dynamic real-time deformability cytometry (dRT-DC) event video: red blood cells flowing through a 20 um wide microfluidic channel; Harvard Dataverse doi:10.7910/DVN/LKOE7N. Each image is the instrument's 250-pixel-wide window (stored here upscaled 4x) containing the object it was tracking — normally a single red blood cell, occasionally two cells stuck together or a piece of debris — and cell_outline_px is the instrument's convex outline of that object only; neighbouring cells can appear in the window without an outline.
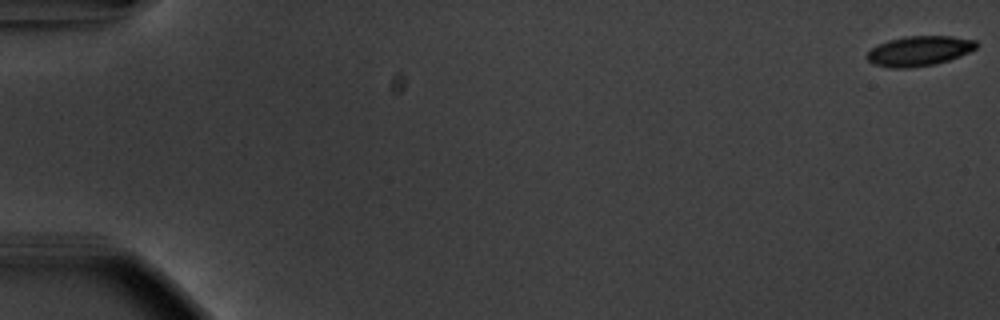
{"species": "common noctule bat (a hibernating species)", "species_latin": "Nyctalus noctula", "temperature_condition": "warm", "stored_images_in_passage": 8, "camera_frame_rate_fps": 3000, "um_per_image_px": 0.085, "animal": {"sex": "male", "body_mass_g": 20.1, "forearm_length_mm": 53.5}, "frame": {"image": 1, "passage_image": 1, "time_ms": 0.0, "image_size_px": [1000, 320], "cell_outline_px": [[980, 44], [976, 48], [960, 56], [936, 64], [908, 68], [888, 68], [872, 64], [864, 56], [872, 48], [888, 40], [904, 36], [952, 36], [976, 40]], "centroid_in_image_um": [78.12, 4.33], "position_along_channel_um": 6.9, "area_um2": 19.25}}